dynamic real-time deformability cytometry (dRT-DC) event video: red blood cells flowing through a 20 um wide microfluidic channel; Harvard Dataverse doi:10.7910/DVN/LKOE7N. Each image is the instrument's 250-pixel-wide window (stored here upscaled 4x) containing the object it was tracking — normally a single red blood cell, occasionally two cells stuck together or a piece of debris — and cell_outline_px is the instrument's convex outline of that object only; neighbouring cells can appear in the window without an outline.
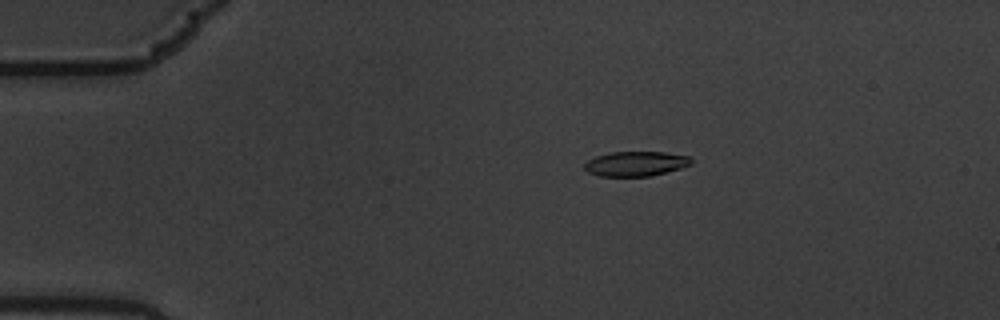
{"species": "common noctule bat (a hibernating species)", "species_latin": "Nyctalus noctula", "temperature_condition": "warm", "stored_images_in_passage": 5, "camera_frame_rate_fps": 3000, "um_per_image_px": 0.085, "animal": {"sex": "male", "body_mass_g": 19.5, "forearm_length_mm": 54.6}, "frame": {"image": 1, "passage_image": 3, "time_ms": 0.667, "image_size_px": [1000, 320], "cell_outline_px": [[692, 164], [680, 168], [652, 176], [600, 176], [588, 172], [584, 168], [584, 164], [588, 160], [596, 156], [612, 152], [664, 152], [692, 156]], "centroid_in_image_um": [54.07, 13.91], "position_along_channel_um": 30.9, "area_um2": 15.43}}